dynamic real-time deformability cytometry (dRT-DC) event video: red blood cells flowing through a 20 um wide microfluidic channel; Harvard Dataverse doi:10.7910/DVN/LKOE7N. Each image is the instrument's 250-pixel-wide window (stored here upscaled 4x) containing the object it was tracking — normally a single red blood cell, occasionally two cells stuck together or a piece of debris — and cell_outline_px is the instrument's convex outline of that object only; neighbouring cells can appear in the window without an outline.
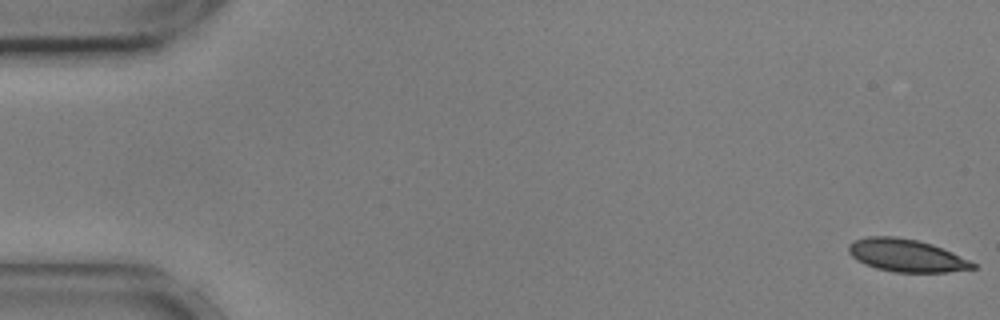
{"species": "common noctule bat (a hibernating species)", "species_latin": "Nyctalus noctula", "temperature_condition": "cold", "stored_images_in_passage": 56, "camera_frame_rate_fps": 3000, "um_per_image_px": 0.085, "animal": {"sex": "male", "body_mass_g": 17.9, "forearm_length_mm": 54.2}, "frame": {"image": 1, "passage_image": 1, "time_ms": 0.0, "image_size_px": [1000, 320], "cell_outline_px": [[976, 268], [948, 272], [892, 272], [876, 268], [864, 264], [856, 260], [848, 252], [848, 244], [856, 240], [868, 236], [896, 236], [916, 240], [932, 244], [952, 252], [976, 264]], "centroid_in_image_um": [77.01, 21.71], "position_along_channel_um": 8.0, "area_um2": 23.58}}
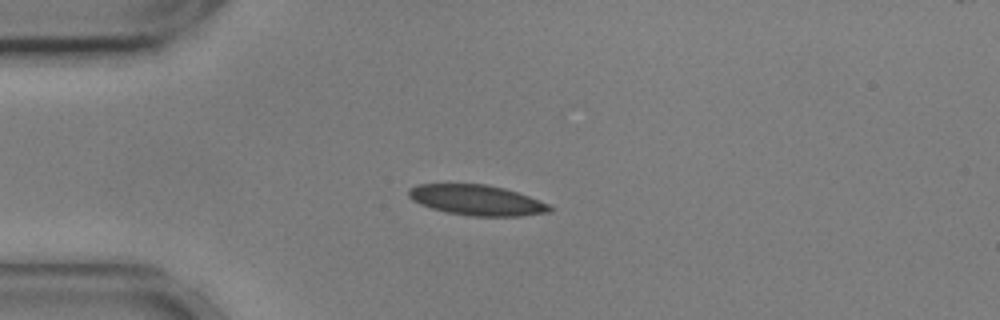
{"frame": {"image": 2, "passage_image": 14, "time_ms": 4.333, "image_size_px": [1000, 320], "cell_outline_px": [[556, 208], [552, 212], [520, 216], [472, 216], [444, 212], [420, 204], [412, 200], [408, 196], [408, 188], [416, 184], [484, 184], [504, 188], [528, 196], [548, 204]], "centroid_in_image_um": [40.52, 17.02], "position_along_channel_um": 44.5, "area_um2": 25.09}}
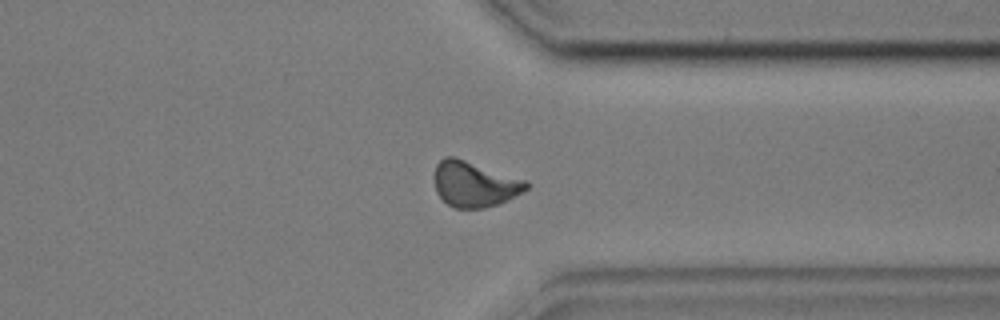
{"frame": {"image": 3, "passage_image": 43, "time_ms": 14.0, "image_size_px": [1000, 320], "cell_outline_px": [[532, 184], [524, 192], [508, 200], [484, 208], [456, 208], [448, 204], [436, 192], [432, 176], [436, 164], [444, 156], [452, 156], [528, 180]], "centroid_in_image_um": [40.34, 15.64], "position_along_channel_um": 371.1, "area_um2": 24.68}, "authors_computed_cell_mechanics": {"area_um2": 24.1893, "velocity_mm_per_s": 3.5892, "shape_relaxation_time_tau1_ms": 4.3533, "shape_relaxation_time_tau2_ms": 2.3336, "deformation_change_tau1": 0.1301, "deformation_change_tau2": 0.0756}}